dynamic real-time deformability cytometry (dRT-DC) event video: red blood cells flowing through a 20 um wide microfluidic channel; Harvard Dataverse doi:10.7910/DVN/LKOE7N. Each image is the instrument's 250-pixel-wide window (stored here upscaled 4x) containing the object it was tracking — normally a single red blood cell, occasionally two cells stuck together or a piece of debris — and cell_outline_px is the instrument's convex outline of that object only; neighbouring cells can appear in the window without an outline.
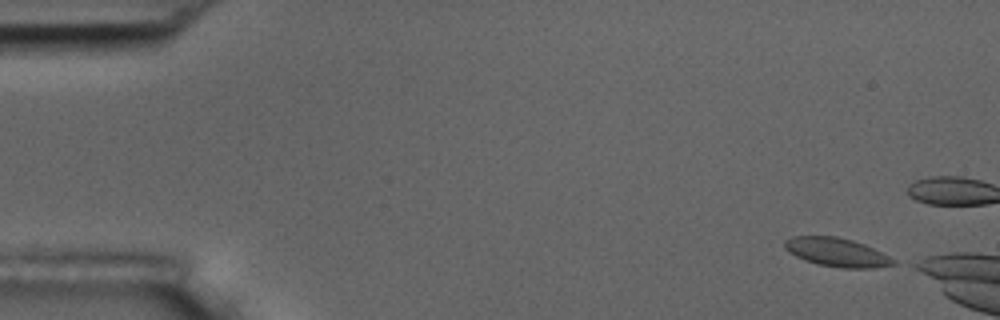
{"species": "common noctule bat (a hibernating species)", "species_latin": "Nyctalus noctula", "temperature_condition": "room temperature", "stored_images_in_passage": 4, "camera_frame_rate_fps": 3000, "um_per_image_px": 0.085, "animal": {"sex": "male", "body_mass_g": 17.5, "forearm_length_mm": 52.3}, "frame": {"image": 1, "passage_image": 1, "time_ms": 0.0, "image_size_px": [1000, 320], "cell_outline_px": [[896, 264], [872, 268], [840, 268], [816, 264], [804, 260], [788, 252], [784, 248], [784, 240], [792, 236], [836, 236], [852, 240], [864, 244], [896, 260]], "centroid_in_image_um": [71.08, 21.44], "position_along_channel_um": 13.9, "area_um2": 18.21}}